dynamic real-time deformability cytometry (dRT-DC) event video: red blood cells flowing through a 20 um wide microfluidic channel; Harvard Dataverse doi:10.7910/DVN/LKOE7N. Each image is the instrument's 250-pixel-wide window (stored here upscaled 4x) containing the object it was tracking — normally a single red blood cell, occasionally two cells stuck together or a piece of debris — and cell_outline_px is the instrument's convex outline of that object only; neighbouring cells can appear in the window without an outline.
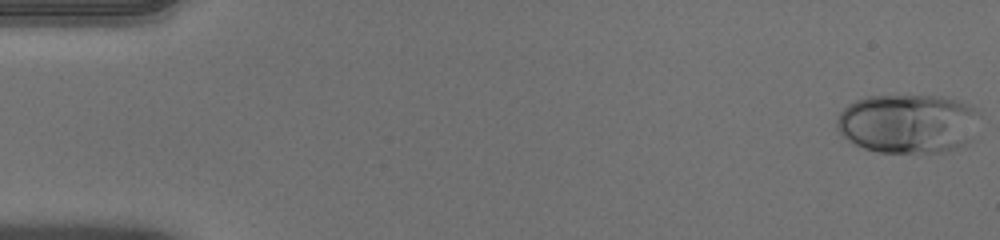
{"species": "human", "species_latin": "Homo sapiens", "temperature_condition": "warm", "stored_images_in_passage": 51, "camera_frame_rate_fps": 3000, "um_per_image_px": 0.085, "donor": {"sex": "male"}, "frame": {"image": 1, "passage_image": 1, "time_ms": 0.0, "image_size_px": [1000, 240], "cell_outline_px": [[980, 116], [968, 140], [956, 148], [944, 152], [876, 152], [864, 148], [848, 140], [836, 128], [836, 120], [840, 112], [848, 104], [856, 100], [868, 96], [940, 96], [956, 100], [972, 108]], "centroid_in_image_um": [77.11, 10.5], "position_along_channel_um": 7.9, "area_um2": 48.78}}
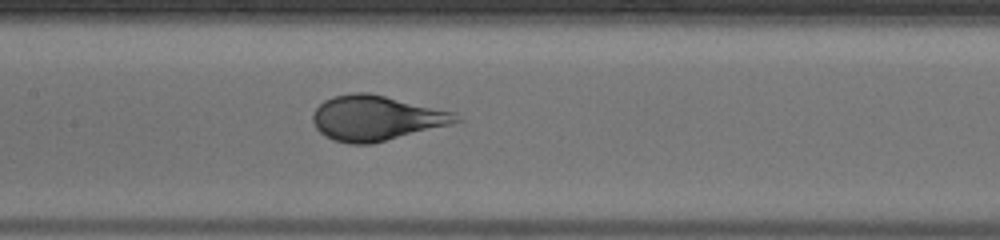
{"frame": {"image": 2, "passage_image": 25, "time_ms": 8.0, "image_size_px": [1000, 240], "cell_outline_px": [[464, 120], [452, 124], [372, 144], [352, 144], [332, 140], [324, 136], [316, 128], [312, 120], [312, 116], [316, 108], [324, 100], [332, 96], [352, 92], [368, 92], [456, 112]], "centroid_in_image_um": [31.98, 10.03], "position_along_channel_um": 175.4, "area_um2": 37.86}}
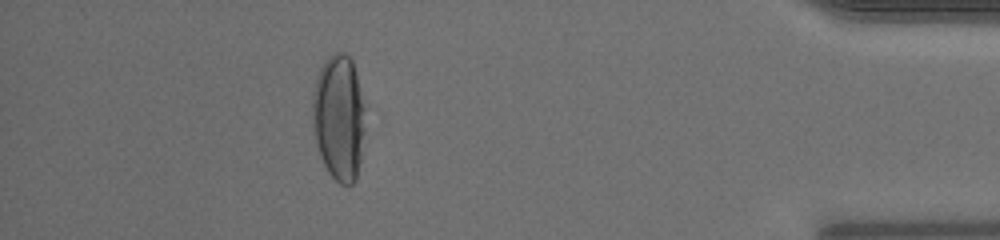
{"frame": {"image": 3, "passage_image": 46, "time_ms": 15.0, "image_size_px": [1000, 240], "cell_outline_px": [[368, 104], [360, 160], [356, 180], [352, 184], [340, 184], [328, 172], [320, 156], [316, 144], [312, 124], [312, 92], [316, 76], [324, 60], [328, 56], [336, 52], [344, 52], [352, 60]], "centroid_in_image_um": [28.83, 9.94], "position_along_channel_um": 406.4, "area_um2": 40.0}}